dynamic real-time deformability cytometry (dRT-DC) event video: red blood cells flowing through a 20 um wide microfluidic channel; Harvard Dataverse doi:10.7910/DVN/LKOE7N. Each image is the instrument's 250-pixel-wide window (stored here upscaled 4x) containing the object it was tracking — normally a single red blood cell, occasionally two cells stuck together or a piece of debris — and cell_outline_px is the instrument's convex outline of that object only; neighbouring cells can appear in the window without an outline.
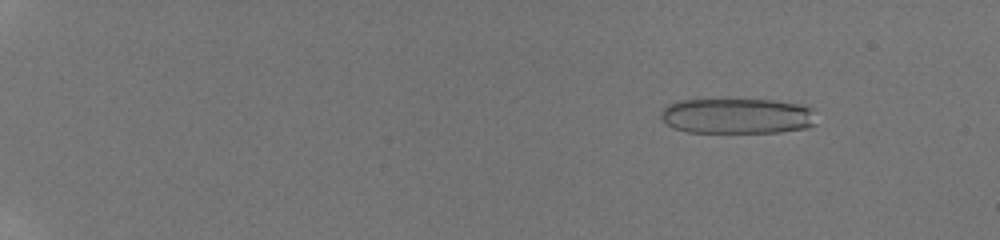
{"species": "human", "species_latin": "Homo sapiens", "temperature_condition": "room temperature", "stored_images_in_passage": 43, "camera_frame_rate_fps": 3000, "um_per_image_px": 0.085, "donor": {"sex": "male"}, "frame": {"image": 1, "passage_image": 9, "time_ms": 2.333, "image_size_px": [1000, 240], "cell_outline_px": [[816, 124], [808, 128], [780, 132], [688, 132], [676, 128], [668, 124], [660, 116], [660, 112], [668, 104], [680, 100], [772, 100], [808, 104], [816, 108]], "centroid_in_image_um": [62.79, 9.85], "position_along_channel_um": 22.2, "area_um2": 32.6}}
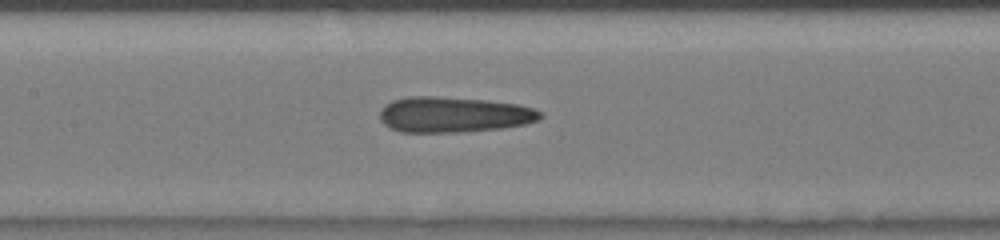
{"frame": {"image": 2, "passage_image": 29, "time_ms": 9.667, "image_size_px": [1000, 240], "cell_outline_px": [[544, 116], [536, 120], [524, 124], [504, 128], [460, 132], [400, 132], [384, 124], [380, 120], [380, 108], [384, 104], [392, 100], [408, 96], [436, 96], [484, 100], [516, 104], [532, 108], [540, 112]], "centroid_in_image_um": [38.51, 9.74], "position_along_channel_um": 168.9, "area_um2": 33.29}}
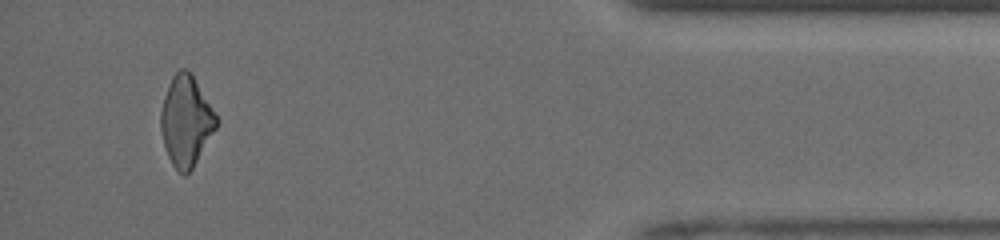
{"frame": {"image": 3, "passage_image": 42, "time_ms": 16.667, "image_size_px": [1000, 240], "cell_outline_px": [[220, 120], [216, 128], [192, 168], [184, 176], [172, 164], [168, 156], [164, 144], [160, 128], [160, 112], [164, 96], [172, 76], [180, 68], [188, 68], [192, 72]], "centroid_in_image_um": [15.82, 10.23], "position_along_channel_um": 419.4, "area_um2": 29.3}, "authors_computed_cell_mechanics": {"area_um2": 33.2928, "velocity_mm_per_s": 4.1874, "shape_relaxation_time_tau1_ms": 6.6238, "shape_relaxation_time_tau2_ms": 2.36, "deformation_change_tau1": 0.1795, "deformation_change_tau2": 0.1461}}